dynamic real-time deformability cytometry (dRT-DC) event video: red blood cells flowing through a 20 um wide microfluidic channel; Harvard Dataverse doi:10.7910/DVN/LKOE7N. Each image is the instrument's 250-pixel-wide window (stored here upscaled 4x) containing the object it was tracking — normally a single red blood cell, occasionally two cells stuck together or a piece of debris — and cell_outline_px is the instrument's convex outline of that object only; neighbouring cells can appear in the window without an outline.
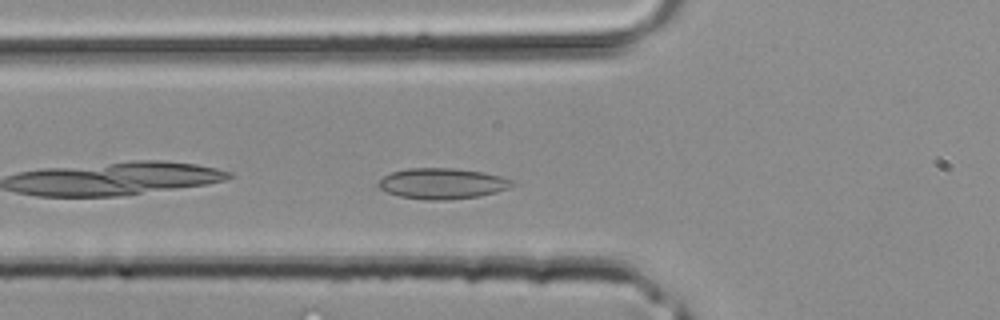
{"species": "common noctule bat (a hibernating species)", "species_latin": "Nyctalus noctula", "temperature_condition": "room temperature", "stored_images_in_passage": 27, "camera_frame_rate_fps": 3000, "um_per_image_px": 0.085, "animal": {"sex": "male", "body_mass_g": 20.4}, "frame": {"image": 1, "passage_image": 2, "time_ms": 0.333, "image_size_px": [1000, 320], "cell_outline_px": [[516, 184], [508, 188], [496, 192], [476, 196], [444, 200], [428, 200], [400, 196], [388, 192], [380, 188], [376, 184], [384, 176], [392, 172], [408, 168], [452, 168], [484, 172], [516, 180]], "centroid_in_image_um": [37.62, 15.59], "position_along_channel_um": 88.2, "area_um2": 23.87}}
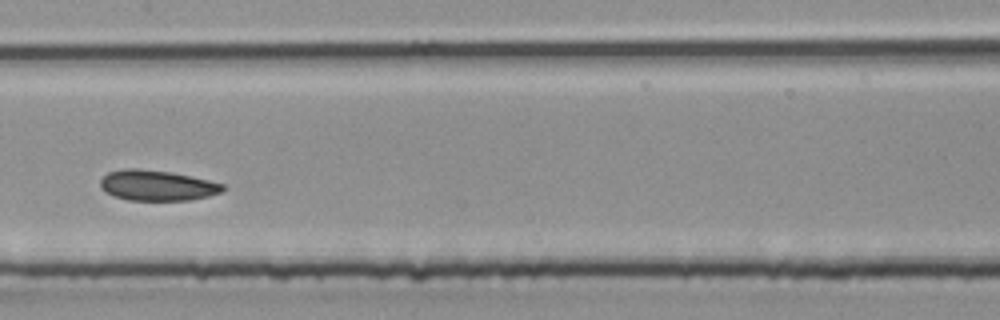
{"frame": {"image": 2, "passage_image": 8, "time_ms": 2.333, "image_size_px": [1000, 320], "cell_outline_px": [[228, 188], [224, 192], [192, 200], [128, 200], [104, 192], [100, 188], [100, 180], [108, 172], [124, 168], [136, 168], [172, 172], [208, 180], [224, 184]], "centroid_in_image_um": [13.38, 15.76], "position_along_channel_um": 194.0, "area_um2": 21.96}}
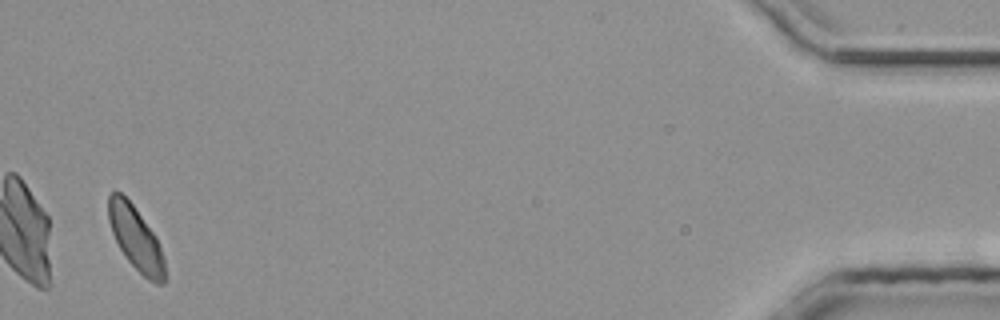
{"frame": {"image": 3, "passage_image": 26, "time_ms": 8.333, "image_size_px": [1000, 320], "cell_outline_px": [[168, 280], [164, 284], [156, 284], [148, 280], [124, 256], [112, 232], [108, 220], [108, 196], [112, 192], [120, 192], [132, 204], [156, 236], [164, 256]], "centroid_in_image_um": [11.59, 20.32], "position_along_channel_um": 423.6, "area_um2": 21.04}}